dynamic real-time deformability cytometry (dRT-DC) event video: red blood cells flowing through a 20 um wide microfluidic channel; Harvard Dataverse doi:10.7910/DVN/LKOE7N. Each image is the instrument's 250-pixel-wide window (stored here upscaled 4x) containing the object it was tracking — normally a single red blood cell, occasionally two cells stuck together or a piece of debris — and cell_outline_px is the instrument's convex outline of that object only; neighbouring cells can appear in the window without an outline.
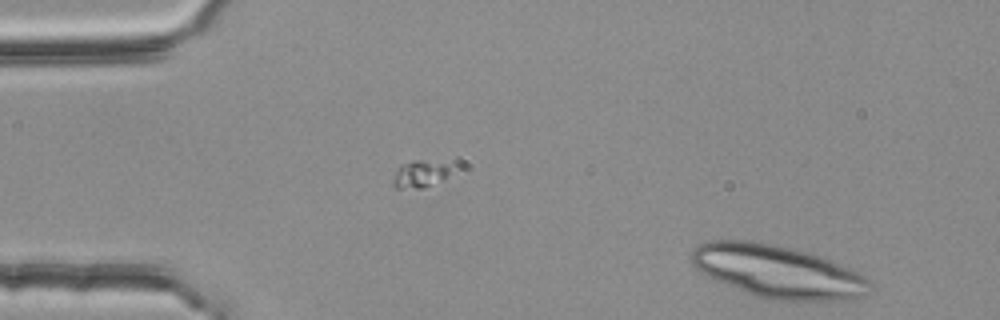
{"species": "common noctule bat (a hibernating species)", "species_latin": "Nyctalus noctula", "temperature_condition": "room temperature", "stored_images_in_passage": 14, "camera_frame_rate_fps": 3000, "um_per_image_px": 0.085, "animal": {"sex": "female", "body_mass_g": 25.1}, "frame": {"image": 1, "passage_image": 1, "time_ms": 0.0, "image_size_px": [1000, 320], "cell_outline_px": [[872, 284], [868, 292], [860, 296], [836, 300], [764, 300], [716, 280], [708, 276], [696, 268], [692, 264], [692, 248], [700, 244], [712, 240], [756, 240], [808, 252], [820, 256], [840, 264], [868, 276]], "centroid_in_image_um": [66.1, 23.07], "position_along_channel_um": 18.9, "area_um2": 54.74}}